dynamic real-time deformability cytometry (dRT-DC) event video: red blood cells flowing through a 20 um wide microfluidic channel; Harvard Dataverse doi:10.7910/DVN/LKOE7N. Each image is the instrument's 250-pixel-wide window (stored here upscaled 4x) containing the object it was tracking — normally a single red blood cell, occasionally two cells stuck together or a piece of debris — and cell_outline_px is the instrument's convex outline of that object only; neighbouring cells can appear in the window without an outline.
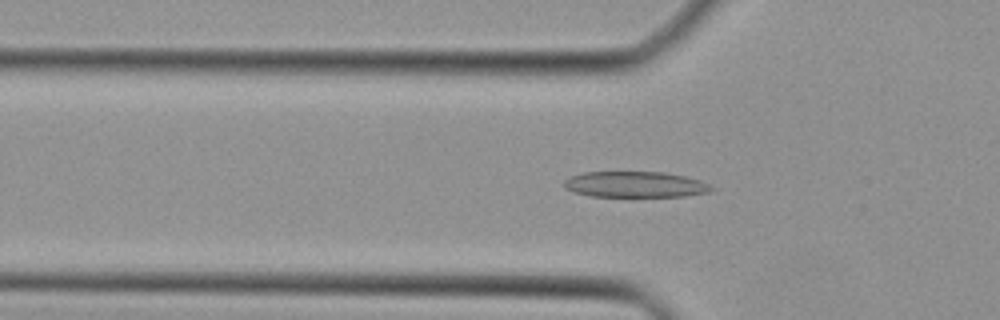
{"species": "Egyptian fruit bat (a non-hibernating species)", "species_latin": "Rousettus aegyptiacus", "temperature_condition": "cold", "stored_images_in_passage": 43, "camera_frame_rate_fps": 3000, "um_per_image_px": 0.085, "animal": {"sex": "female"}, "frame": {"image": 1, "passage_image": 15, "time_ms": 4.667, "image_size_px": [1000, 320], "cell_outline_px": [[712, 188], [708, 192], [684, 196], [592, 196], [572, 192], [564, 188], [564, 180], [568, 176], [584, 172], [664, 172], [684, 176], [700, 180], [708, 184]], "centroid_in_image_um": [53.92, 15.67], "position_along_channel_um": 71.9, "area_um2": 22.14}}
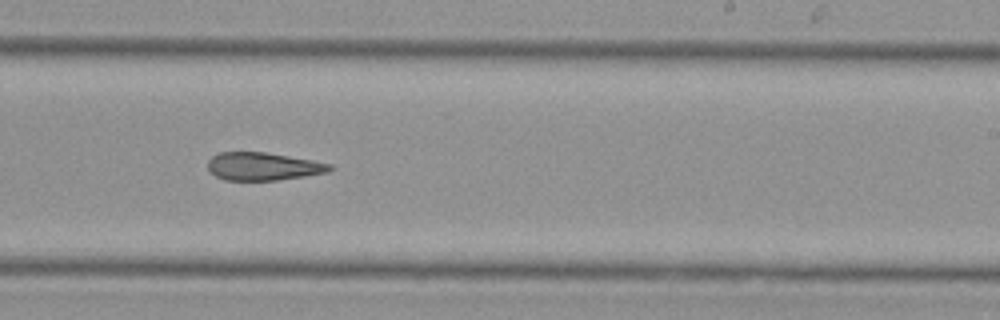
{"frame": {"image": 2, "passage_image": 28, "time_ms": 9.0, "image_size_px": [1000, 320], "cell_outline_px": [[332, 168], [328, 172], [304, 176], [276, 180], [224, 180], [216, 176], [208, 168], [208, 160], [212, 156], [220, 152], [264, 152], [312, 160], [332, 164]], "centroid_in_image_um": [22.35, 14.14], "position_along_channel_um": 266.7, "area_um2": 19.65}}
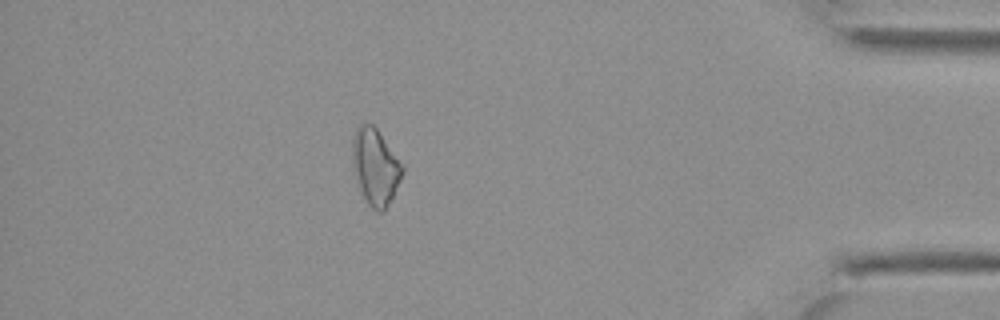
{"frame": {"image": 3, "passage_image": 40, "time_ms": 13.0, "image_size_px": [1000, 320], "cell_outline_px": [[404, 172], [384, 212], [376, 212], [368, 204], [360, 188], [352, 156], [352, 140], [356, 128], [360, 124], [372, 124], [376, 128], [404, 164]], "centroid_in_image_um": [31.93, 14.16], "position_along_channel_um": 403.3, "area_um2": 21.85}}